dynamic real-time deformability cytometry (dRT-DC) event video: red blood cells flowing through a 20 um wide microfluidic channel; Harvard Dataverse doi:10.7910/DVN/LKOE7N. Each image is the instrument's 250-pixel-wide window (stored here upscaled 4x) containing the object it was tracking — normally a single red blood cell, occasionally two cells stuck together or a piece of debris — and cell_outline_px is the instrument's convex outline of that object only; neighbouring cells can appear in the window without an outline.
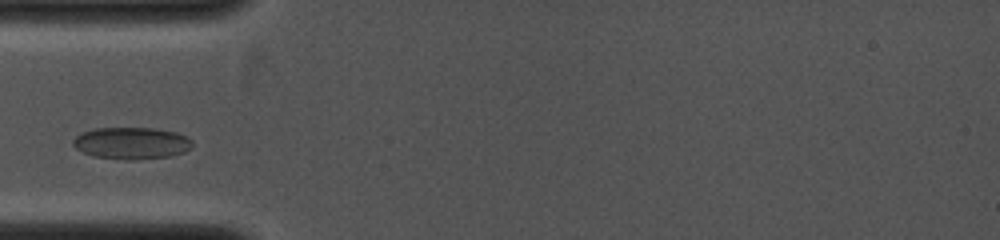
{"species": "common noctule bat (a hibernating species)", "species_latin": "Nyctalus noctula", "temperature_condition": "cold", "stored_images_in_passage": 10, "camera_frame_rate_fps": 4000, "um_per_image_px": 0.085, "animal": {"sex": "female", "body_mass_g": 19.0, "forearm_length_mm": 53.3}, "frame": {"image": 1, "passage_image": 1, "time_ms": 0.0, "image_size_px": [1000, 240], "cell_outline_px": [[192, 148], [184, 152], [172, 156], [128, 160], [92, 156], [76, 148], [72, 144], [72, 140], [76, 136], [84, 132], [96, 128], [152, 128], [176, 132], [192, 140]], "centroid_in_image_um": [11.19, 12.17], "position_along_channel_um": 73.8, "area_um2": 22.08}}
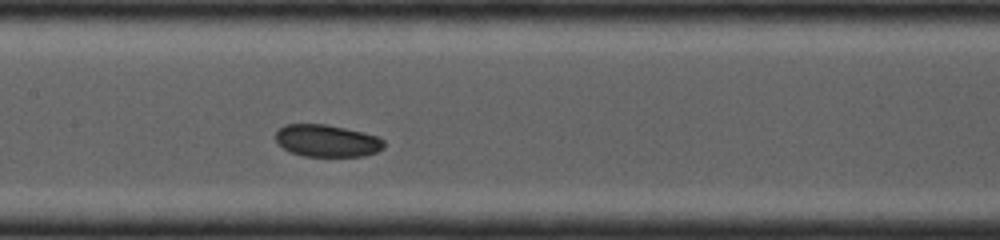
{"frame": {"image": 2, "passage_image": 7, "time_ms": 2.0, "image_size_px": [1000, 240], "cell_outline_px": [[384, 148], [376, 152], [364, 156], [304, 156], [292, 152], [284, 148], [276, 140], [276, 132], [284, 124], [324, 124], [364, 132], [380, 136], [384, 140]], "centroid_in_image_um": [27.83, 11.96], "position_along_channel_um": 179.6, "area_um2": 20.29}}
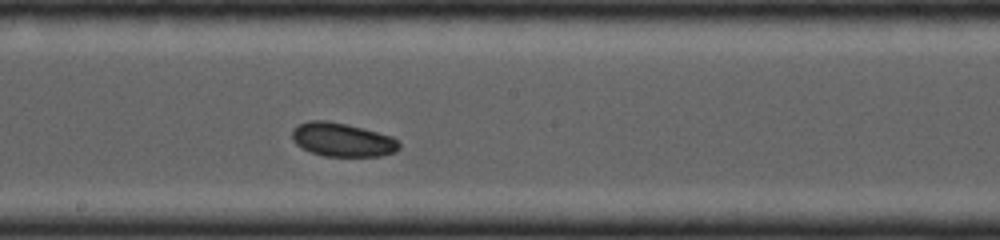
{"frame": {"image": 3, "passage_image": 10, "time_ms": 2.75, "image_size_px": [1000, 240], "cell_outline_px": [[400, 148], [396, 152], [380, 156], [324, 156], [312, 152], [296, 144], [292, 140], [292, 132], [296, 124], [308, 120], [328, 120], [348, 124], [392, 136], [400, 144]], "centroid_in_image_um": [29.09, 11.86], "position_along_channel_um": 219.1, "area_um2": 21.15}}